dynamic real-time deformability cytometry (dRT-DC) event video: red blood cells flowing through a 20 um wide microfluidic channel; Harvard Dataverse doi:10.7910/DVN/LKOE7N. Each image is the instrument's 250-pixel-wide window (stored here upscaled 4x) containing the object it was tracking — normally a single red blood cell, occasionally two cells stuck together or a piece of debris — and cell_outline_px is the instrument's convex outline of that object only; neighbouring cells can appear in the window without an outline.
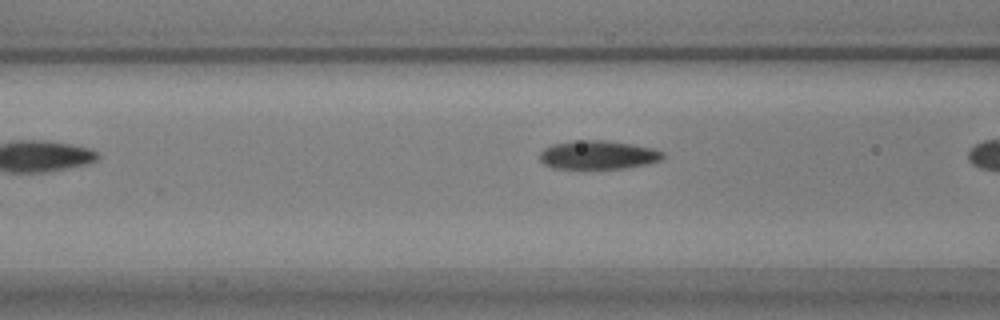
{"species": "common noctule bat (a hibernating species)", "species_latin": "Nyctalus noctula", "temperature_condition": "warm", "stored_images_in_passage": 9, "camera_frame_rate_fps": 3000, "um_per_image_px": 0.085, "animal": {"sex": "male", "body_mass_g": 17.9, "forearm_length_mm": 54.2}, "frame": {"image": 1, "passage_image": 7, "time_ms": 2.0, "image_size_px": [1000, 320], "cell_outline_px": [[664, 156], [660, 160], [648, 164], [624, 168], [552, 168], [544, 164], [540, 160], [540, 152], [544, 148], [552, 144], [584, 140], [604, 140], [632, 144], [652, 148], [664, 152]], "centroid_in_image_um": [50.84, 13.17], "position_along_channel_um": 115.8, "area_um2": 20.4}}